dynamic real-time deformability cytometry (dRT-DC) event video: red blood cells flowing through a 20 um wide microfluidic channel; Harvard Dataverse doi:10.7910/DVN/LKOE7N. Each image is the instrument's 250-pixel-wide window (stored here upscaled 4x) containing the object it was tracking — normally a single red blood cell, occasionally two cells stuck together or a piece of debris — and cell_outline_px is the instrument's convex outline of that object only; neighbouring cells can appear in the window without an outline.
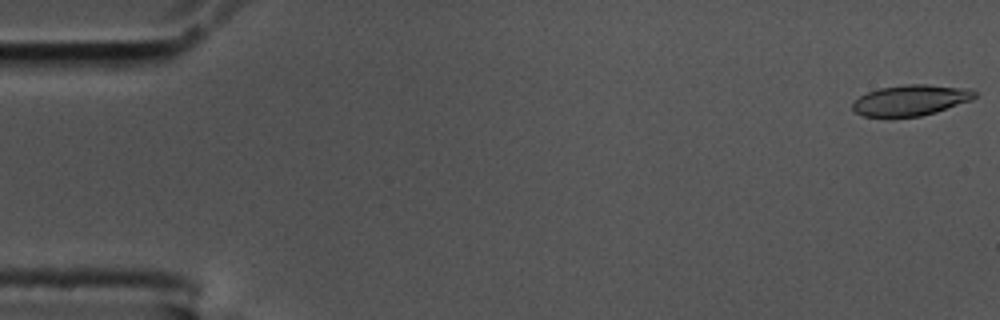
{"species": "common noctule bat (a hibernating species)", "species_latin": "Nyctalus noctula", "temperature_condition": "cold", "stored_images_in_passage": 57, "camera_frame_rate_fps": 3000, "um_per_image_px": 0.085, "animal": {"sex": "male", "body_mass_g": 17.5, "forearm_length_mm": 52.3}, "frame": {"image": 1, "passage_image": 1, "time_ms": 0.0, "image_size_px": [1000, 320], "cell_outline_px": [[976, 96], [972, 100], [936, 112], [920, 116], [888, 120], [864, 116], [856, 112], [852, 108], [852, 104], [860, 96], [868, 92], [880, 88], [904, 84], [928, 84], [972, 88], [976, 92]], "centroid_in_image_um": [77.41, 8.55], "position_along_channel_um": 7.6, "area_um2": 22.66}}
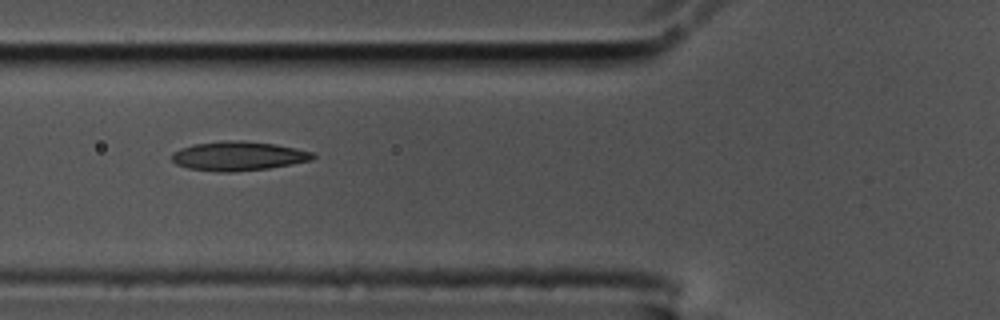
{"frame": {"image": 2, "passage_image": 21, "time_ms": 6.667, "image_size_px": [1000, 320], "cell_outline_px": [[316, 156], [312, 160], [292, 164], [268, 168], [232, 172], [220, 172], [188, 168], [176, 164], [172, 160], [172, 152], [180, 148], [192, 144], [224, 140], [240, 140], [276, 144], [296, 148], [312, 152]], "centroid_in_image_um": [20.24, 13.25], "position_along_channel_um": 105.6, "area_um2": 24.1}}
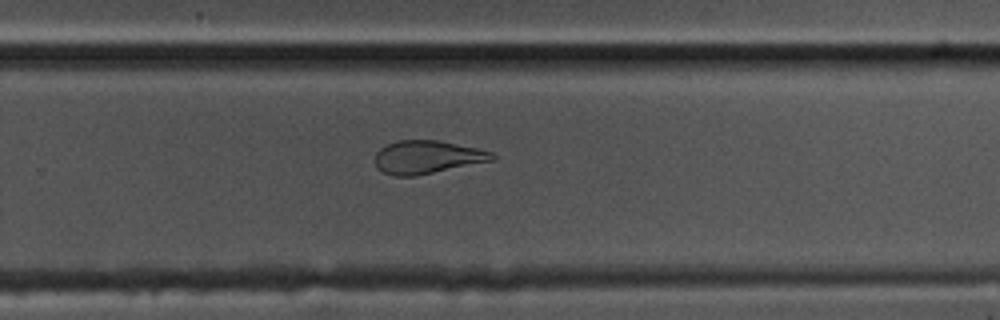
{"frame": {"image": 3, "passage_image": 37, "time_ms": 12.0, "image_size_px": [1000, 320], "cell_outline_px": [[496, 160], [416, 176], [392, 176], [376, 168], [376, 152], [380, 148], [396, 140], [440, 140], [480, 148], [492, 152], [496, 156]], "centroid_in_image_um": [36.35, 13.35], "position_along_channel_um": 293.4, "area_um2": 22.95}, "authors_computed_cell_mechanics": {"area_um2": 23.409, "velocity_mm_per_s": 3.5254, "shape_relaxation_time_tau1_ms": null, "shape_relaxation_time_tau2_ms": 1.8575, "deformation_change_tau1": null, "deformation_change_tau2": 0.0859}}